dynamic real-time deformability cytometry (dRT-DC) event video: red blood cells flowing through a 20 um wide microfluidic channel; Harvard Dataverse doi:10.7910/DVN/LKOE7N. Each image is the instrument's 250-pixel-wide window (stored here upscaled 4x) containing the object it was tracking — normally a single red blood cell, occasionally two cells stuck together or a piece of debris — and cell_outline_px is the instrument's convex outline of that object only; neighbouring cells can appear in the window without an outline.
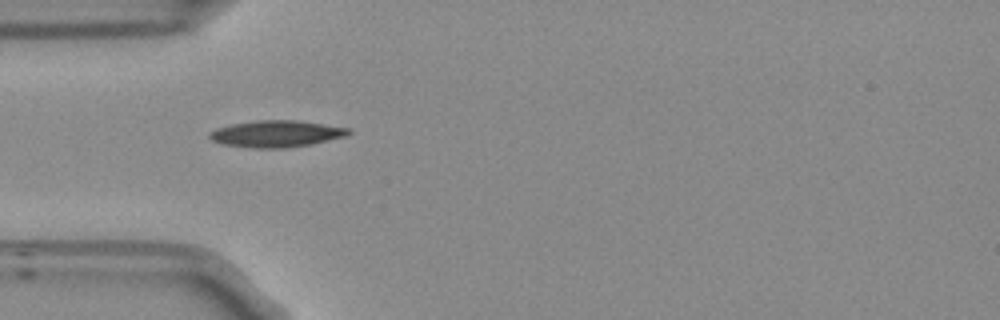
{"species": "Egyptian fruit bat (a non-hibernating species)", "species_latin": "Rousettus aegyptiacus", "temperature_condition": "room temperature", "stored_images_in_passage": 39, "camera_frame_rate_fps": 3000, "um_per_image_px": 0.085, "frame": {"image": 1, "passage_image": 1, "time_ms": 0.0, "image_size_px": [1000, 320], "cell_outline_px": [[352, 132], [344, 136], [312, 144], [288, 148], [252, 148], [220, 144], [212, 140], [208, 136], [208, 132], [216, 128], [232, 124], [256, 120], [296, 120], [348, 128]], "centroid_in_image_um": [23.42, 11.38], "position_along_channel_um": 61.6, "area_um2": 21.62}}
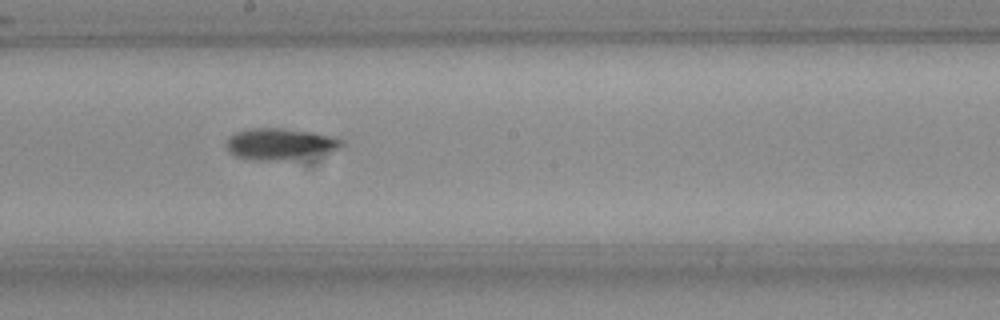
{"frame": {"image": 2, "passage_image": 14, "time_ms": 4.333, "image_size_px": [1000, 320], "cell_outline_px": [[344, 144], [340, 148], [332, 152], [280, 160], [252, 160], [236, 156], [228, 152], [224, 144], [236, 132], [248, 128], [284, 128], [312, 132], [332, 136], [344, 140]], "centroid_in_image_um": [23.8, 12.23], "position_along_channel_um": 224.4, "area_um2": 21.15}}
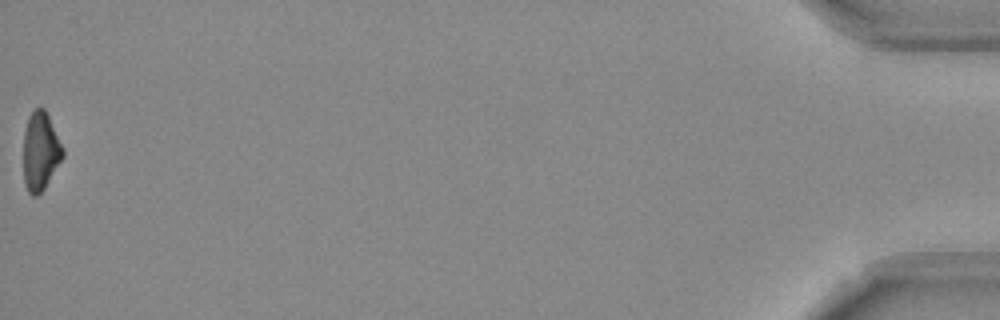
{"frame": {"image": 3, "passage_image": 39, "time_ms": 12.667, "image_size_px": [1000, 320], "cell_outline_px": [[64, 156], [44, 188], [36, 196], [32, 196], [28, 192], [24, 184], [24, 132], [28, 116], [36, 108], [44, 108], [64, 148]], "centroid_in_image_um": [3.44, 12.87], "position_along_channel_um": 431.8, "area_um2": 17.86}, "authors_computed_cell_mechanics": {"area_um2": 19.652, "velocity_mm_per_s": 3.7575, "shape_relaxation_time_tau1_ms": 5.4364, "shape_relaxation_time_tau2_ms": 7.4035, "deformation_change_tau1": 0.1749, "deformation_change_tau2": 0.1616}}